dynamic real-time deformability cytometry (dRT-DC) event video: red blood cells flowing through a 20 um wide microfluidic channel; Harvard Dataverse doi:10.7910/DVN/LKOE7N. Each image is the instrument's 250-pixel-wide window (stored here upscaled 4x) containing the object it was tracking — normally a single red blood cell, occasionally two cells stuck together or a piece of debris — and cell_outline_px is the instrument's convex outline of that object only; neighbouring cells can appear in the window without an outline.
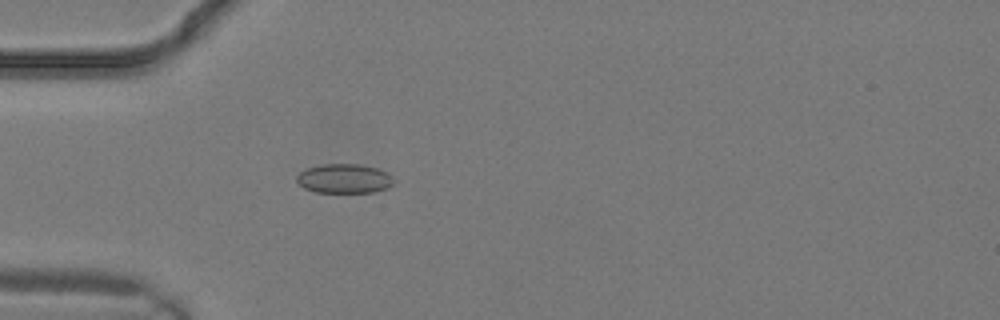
{"species": "common noctule bat (a hibernating species)", "species_latin": "Nyctalus noctula", "temperature_condition": "warm", "stored_images_in_passage": 5, "camera_frame_rate_fps": 3000, "um_per_image_px": 0.085, "animal": {"sex": "male", "body_mass_g": 19.2, "forearm_length_mm": 51.8}, "frame": {"image": 1, "passage_image": 3, "time_ms": 0.667, "image_size_px": [1000, 320], "cell_outline_px": [[396, 184], [388, 188], [372, 192], [316, 192], [304, 188], [296, 180], [296, 176], [300, 172], [308, 168], [320, 164], [360, 164], [376, 168], [388, 172], [396, 180]], "centroid_in_image_um": [29.31, 15.18], "position_along_channel_um": 55.7, "area_um2": 16.76}}
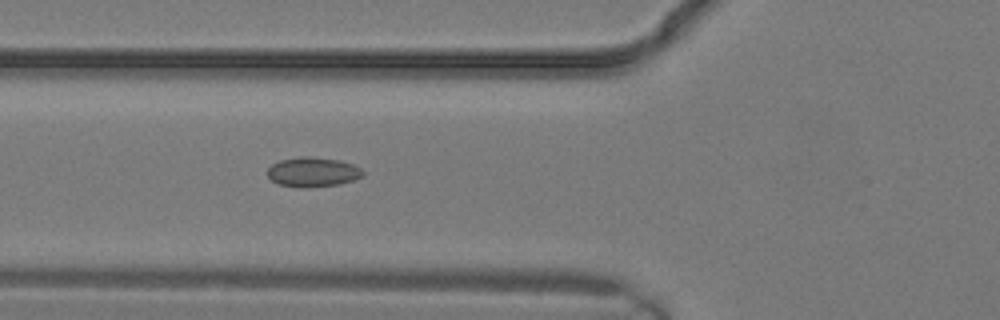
{"frame": {"image": 2, "passage_image": 5, "time_ms": 1.333, "image_size_px": [1000, 320], "cell_outline_px": [[364, 176], [352, 180], [336, 184], [308, 188], [304, 188], [280, 184], [272, 180], [268, 176], [268, 168], [272, 164], [280, 160], [300, 156], [308, 156], [340, 160], [352, 164], [360, 168], [364, 172]], "centroid_in_image_um": [26.59, 14.61], "position_along_channel_um": 99.2, "area_um2": 16.36}}